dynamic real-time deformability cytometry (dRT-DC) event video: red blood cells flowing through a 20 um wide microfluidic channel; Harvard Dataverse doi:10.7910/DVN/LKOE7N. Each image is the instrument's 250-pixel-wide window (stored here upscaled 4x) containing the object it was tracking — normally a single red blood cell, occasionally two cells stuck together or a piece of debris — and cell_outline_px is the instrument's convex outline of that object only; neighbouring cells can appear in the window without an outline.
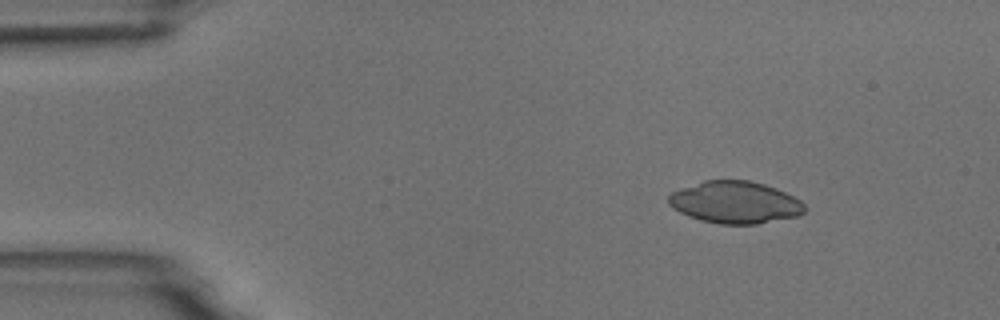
{"species": "common noctule bat (a hibernating species)", "species_latin": "Nyctalus noctula", "temperature_condition": "room temperature", "stored_images_in_passage": 5, "camera_frame_rate_fps": 3000, "um_per_image_px": 0.085, "animal": {"sex": "male", "body_mass_g": 18.8}, "frame": {"image": 1, "passage_image": 2, "time_ms": 1.333, "image_size_px": [1000, 320], "cell_outline_px": [[804, 212], [800, 216], [756, 224], [720, 224], [700, 220], [688, 216], [672, 208], [668, 204], [668, 196], [672, 192], [680, 188], [704, 180], [748, 180], [764, 184], [776, 188], [800, 200], [804, 204]], "centroid_in_image_um": [62.46, 17.2], "position_along_channel_um": 22.5, "area_um2": 33.47}}